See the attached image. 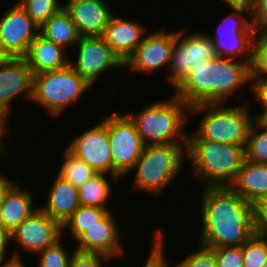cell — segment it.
<instances>
[{"label":"cell","instance_id":"cell-1","mask_svg":"<svg viewBox=\"0 0 267 267\" xmlns=\"http://www.w3.org/2000/svg\"><path fill=\"white\" fill-rule=\"evenodd\" d=\"M199 244L208 248L242 246L255 233L252 204L229 186L203 187Z\"/></svg>","mask_w":267,"mask_h":267},{"label":"cell","instance_id":"cell-2","mask_svg":"<svg viewBox=\"0 0 267 267\" xmlns=\"http://www.w3.org/2000/svg\"><path fill=\"white\" fill-rule=\"evenodd\" d=\"M250 64L232 58H211L190 70L173 92L189 107L227 103L246 83L252 89Z\"/></svg>","mask_w":267,"mask_h":267},{"label":"cell","instance_id":"cell-3","mask_svg":"<svg viewBox=\"0 0 267 267\" xmlns=\"http://www.w3.org/2000/svg\"><path fill=\"white\" fill-rule=\"evenodd\" d=\"M249 103V104H248ZM229 105L197 104L190 107L189 117L202 115L196 130L189 134L187 140H208L223 144L246 146L250 127L255 116L250 114L249 100L245 103Z\"/></svg>","mask_w":267,"mask_h":267},{"label":"cell","instance_id":"cell-4","mask_svg":"<svg viewBox=\"0 0 267 267\" xmlns=\"http://www.w3.org/2000/svg\"><path fill=\"white\" fill-rule=\"evenodd\" d=\"M164 101H155L139 113L129 112L144 145L187 144L188 132L184 130L190 119V107L175 94Z\"/></svg>","mask_w":267,"mask_h":267},{"label":"cell","instance_id":"cell-5","mask_svg":"<svg viewBox=\"0 0 267 267\" xmlns=\"http://www.w3.org/2000/svg\"><path fill=\"white\" fill-rule=\"evenodd\" d=\"M192 176L204 187L229 186L245 161V147L208 140H187ZM195 176V177H194Z\"/></svg>","mask_w":267,"mask_h":267},{"label":"cell","instance_id":"cell-6","mask_svg":"<svg viewBox=\"0 0 267 267\" xmlns=\"http://www.w3.org/2000/svg\"><path fill=\"white\" fill-rule=\"evenodd\" d=\"M187 144L144 145L141 156L136 161L132 189L142 190L151 195L159 193L173 183L184 170Z\"/></svg>","mask_w":267,"mask_h":267},{"label":"cell","instance_id":"cell-7","mask_svg":"<svg viewBox=\"0 0 267 267\" xmlns=\"http://www.w3.org/2000/svg\"><path fill=\"white\" fill-rule=\"evenodd\" d=\"M93 87L70 65L33 75L31 102L46 109L47 115L59 117Z\"/></svg>","mask_w":267,"mask_h":267},{"label":"cell","instance_id":"cell-8","mask_svg":"<svg viewBox=\"0 0 267 267\" xmlns=\"http://www.w3.org/2000/svg\"><path fill=\"white\" fill-rule=\"evenodd\" d=\"M231 9L233 11L227 12L218 24L216 33L211 35L207 32L206 35L213 41L219 57L251 63L256 35L251 11L243 8Z\"/></svg>","mask_w":267,"mask_h":267},{"label":"cell","instance_id":"cell-9","mask_svg":"<svg viewBox=\"0 0 267 267\" xmlns=\"http://www.w3.org/2000/svg\"><path fill=\"white\" fill-rule=\"evenodd\" d=\"M176 31V42L172 47L168 84L174 89L189 75L190 70L201 62L211 58H218L214 43L206 35V32Z\"/></svg>","mask_w":267,"mask_h":267},{"label":"cell","instance_id":"cell-10","mask_svg":"<svg viewBox=\"0 0 267 267\" xmlns=\"http://www.w3.org/2000/svg\"><path fill=\"white\" fill-rule=\"evenodd\" d=\"M107 137L114 166V176L118 179L134 168L144 148L135 125L126 115L112 112L107 115Z\"/></svg>","mask_w":267,"mask_h":267},{"label":"cell","instance_id":"cell-11","mask_svg":"<svg viewBox=\"0 0 267 267\" xmlns=\"http://www.w3.org/2000/svg\"><path fill=\"white\" fill-rule=\"evenodd\" d=\"M75 48L77 58L73 62L71 57L69 65L92 86L105 71L124 68V63L102 36H82L74 46V51Z\"/></svg>","mask_w":267,"mask_h":267},{"label":"cell","instance_id":"cell-12","mask_svg":"<svg viewBox=\"0 0 267 267\" xmlns=\"http://www.w3.org/2000/svg\"><path fill=\"white\" fill-rule=\"evenodd\" d=\"M69 142L66 148L72 154L86 162L97 173L109 174L115 181H119L114 176V166L107 137V115Z\"/></svg>","mask_w":267,"mask_h":267},{"label":"cell","instance_id":"cell-13","mask_svg":"<svg viewBox=\"0 0 267 267\" xmlns=\"http://www.w3.org/2000/svg\"><path fill=\"white\" fill-rule=\"evenodd\" d=\"M5 13V14H4ZM38 25L18 2L0 16V50L6 57L23 58L39 34Z\"/></svg>","mask_w":267,"mask_h":267},{"label":"cell","instance_id":"cell-14","mask_svg":"<svg viewBox=\"0 0 267 267\" xmlns=\"http://www.w3.org/2000/svg\"><path fill=\"white\" fill-rule=\"evenodd\" d=\"M176 42V31L167 32L164 29L148 33L140 45L124 62V67L131 72L153 74L156 70L169 69L172 47Z\"/></svg>","mask_w":267,"mask_h":267},{"label":"cell","instance_id":"cell-15","mask_svg":"<svg viewBox=\"0 0 267 267\" xmlns=\"http://www.w3.org/2000/svg\"><path fill=\"white\" fill-rule=\"evenodd\" d=\"M30 101L33 96V72L24 58L6 57L0 64V121L8 123L12 102L19 95ZM12 110V111H11Z\"/></svg>","mask_w":267,"mask_h":267},{"label":"cell","instance_id":"cell-16","mask_svg":"<svg viewBox=\"0 0 267 267\" xmlns=\"http://www.w3.org/2000/svg\"><path fill=\"white\" fill-rule=\"evenodd\" d=\"M62 237V226L40 208L11 232L22 252L36 255Z\"/></svg>","mask_w":267,"mask_h":267},{"label":"cell","instance_id":"cell-17","mask_svg":"<svg viewBox=\"0 0 267 267\" xmlns=\"http://www.w3.org/2000/svg\"><path fill=\"white\" fill-rule=\"evenodd\" d=\"M116 220L112 211H109L97 224L89 227L75 240V250L98 253L109 259L123 256L125 250L121 240V229Z\"/></svg>","mask_w":267,"mask_h":267},{"label":"cell","instance_id":"cell-18","mask_svg":"<svg viewBox=\"0 0 267 267\" xmlns=\"http://www.w3.org/2000/svg\"><path fill=\"white\" fill-rule=\"evenodd\" d=\"M63 8L72 19L81 37L102 36L114 14L104 0L64 3Z\"/></svg>","mask_w":267,"mask_h":267},{"label":"cell","instance_id":"cell-19","mask_svg":"<svg viewBox=\"0 0 267 267\" xmlns=\"http://www.w3.org/2000/svg\"><path fill=\"white\" fill-rule=\"evenodd\" d=\"M146 28L133 19L128 20L113 14L102 37L124 63L143 41Z\"/></svg>","mask_w":267,"mask_h":267},{"label":"cell","instance_id":"cell-20","mask_svg":"<svg viewBox=\"0 0 267 267\" xmlns=\"http://www.w3.org/2000/svg\"><path fill=\"white\" fill-rule=\"evenodd\" d=\"M51 183L47 201L39 208L62 226L81 205L78 188L58 174Z\"/></svg>","mask_w":267,"mask_h":267},{"label":"cell","instance_id":"cell-21","mask_svg":"<svg viewBox=\"0 0 267 267\" xmlns=\"http://www.w3.org/2000/svg\"><path fill=\"white\" fill-rule=\"evenodd\" d=\"M65 50L67 49L38 34L23 58L32 69L34 75L68 66L70 58Z\"/></svg>","mask_w":267,"mask_h":267},{"label":"cell","instance_id":"cell-22","mask_svg":"<svg viewBox=\"0 0 267 267\" xmlns=\"http://www.w3.org/2000/svg\"><path fill=\"white\" fill-rule=\"evenodd\" d=\"M30 192L15 182L4 194L0 206L1 224L10 232L39 209L34 207V196Z\"/></svg>","mask_w":267,"mask_h":267},{"label":"cell","instance_id":"cell-23","mask_svg":"<svg viewBox=\"0 0 267 267\" xmlns=\"http://www.w3.org/2000/svg\"><path fill=\"white\" fill-rule=\"evenodd\" d=\"M229 187L245 201L254 203L259 197L267 195V164L245 159Z\"/></svg>","mask_w":267,"mask_h":267},{"label":"cell","instance_id":"cell-24","mask_svg":"<svg viewBox=\"0 0 267 267\" xmlns=\"http://www.w3.org/2000/svg\"><path fill=\"white\" fill-rule=\"evenodd\" d=\"M39 34L65 49L72 46L70 49L73 48V50L81 37L64 8L40 27Z\"/></svg>","mask_w":267,"mask_h":267},{"label":"cell","instance_id":"cell-25","mask_svg":"<svg viewBox=\"0 0 267 267\" xmlns=\"http://www.w3.org/2000/svg\"><path fill=\"white\" fill-rule=\"evenodd\" d=\"M108 174L98 173L78 188L79 201L83 206H96L108 209L107 203L111 197L112 182Z\"/></svg>","mask_w":267,"mask_h":267},{"label":"cell","instance_id":"cell-26","mask_svg":"<svg viewBox=\"0 0 267 267\" xmlns=\"http://www.w3.org/2000/svg\"><path fill=\"white\" fill-rule=\"evenodd\" d=\"M110 209L100 208L96 206L80 205L77 210L68 218L62 225V236L68 229L70 236L76 240L82 233L89 229L94 224H97ZM65 231V232H64Z\"/></svg>","mask_w":267,"mask_h":267},{"label":"cell","instance_id":"cell-27","mask_svg":"<svg viewBox=\"0 0 267 267\" xmlns=\"http://www.w3.org/2000/svg\"><path fill=\"white\" fill-rule=\"evenodd\" d=\"M63 151L62 155L64 160L57 174L73 184L76 188L81 187L86 181L98 174L86 162L72 154L66 147Z\"/></svg>","mask_w":267,"mask_h":267},{"label":"cell","instance_id":"cell-28","mask_svg":"<svg viewBox=\"0 0 267 267\" xmlns=\"http://www.w3.org/2000/svg\"><path fill=\"white\" fill-rule=\"evenodd\" d=\"M245 159L250 162L267 164V124L255 118L249 130Z\"/></svg>","mask_w":267,"mask_h":267},{"label":"cell","instance_id":"cell-29","mask_svg":"<svg viewBox=\"0 0 267 267\" xmlns=\"http://www.w3.org/2000/svg\"><path fill=\"white\" fill-rule=\"evenodd\" d=\"M17 2L39 28L63 8L60 0H18Z\"/></svg>","mask_w":267,"mask_h":267},{"label":"cell","instance_id":"cell-30","mask_svg":"<svg viewBox=\"0 0 267 267\" xmlns=\"http://www.w3.org/2000/svg\"><path fill=\"white\" fill-rule=\"evenodd\" d=\"M243 267H263L267 260V236L255 233L242 245Z\"/></svg>","mask_w":267,"mask_h":267},{"label":"cell","instance_id":"cell-31","mask_svg":"<svg viewBox=\"0 0 267 267\" xmlns=\"http://www.w3.org/2000/svg\"><path fill=\"white\" fill-rule=\"evenodd\" d=\"M63 237L36 254L38 267H69L72 253L69 254V247L66 248L61 241Z\"/></svg>","mask_w":267,"mask_h":267},{"label":"cell","instance_id":"cell-32","mask_svg":"<svg viewBox=\"0 0 267 267\" xmlns=\"http://www.w3.org/2000/svg\"><path fill=\"white\" fill-rule=\"evenodd\" d=\"M250 69L251 80L267 79V34L254 37Z\"/></svg>","mask_w":267,"mask_h":267},{"label":"cell","instance_id":"cell-33","mask_svg":"<svg viewBox=\"0 0 267 267\" xmlns=\"http://www.w3.org/2000/svg\"><path fill=\"white\" fill-rule=\"evenodd\" d=\"M197 250H193L187 257L175 264V267H216V255L212 248L198 244Z\"/></svg>","mask_w":267,"mask_h":267},{"label":"cell","instance_id":"cell-34","mask_svg":"<svg viewBox=\"0 0 267 267\" xmlns=\"http://www.w3.org/2000/svg\"><path fill=\"white\" fill-rule=\"evenodd\" d=\"M164 232L161 229H158L154 232L153 244L151 245L150 255L147 258L143 267H171L168 262L169 260L166 259L167 257L164 256L166 253L165 251V240H164Z\"/></svg>","mask_w":267,"mask_h":267},{"label":"cell","instance_id":"cell-35","mask_svg":"<svg viewBox=\"0 0 267 267\" xmlns=\"http://www.w3.org/2000/svg\"><path fill=\"white\" fill-rule=\"evenodd\" d=\"M212 249L216 255V267H243L242 246Z\"/></svg>","mask_w":267,"mask_h":267},{"label":"cell","instance_id":"cell-36","mask_svg":"<svg viewBox=\"0 0 267 267\" xmlns=\"http://www.w3.org/2000/svg\"><path fill=\"white\" fill-rule=\"evenodd\" d=\"M109 258L98 254V253H89V252H81L78 250H73L69 267H105L104 262Z\"/></svg>","mask_w":267,"mask_h":267},{"label":"cell","instance_id":"cell-37","mask_svg":"<svg viewBox=\"0 0 267 267\" xmlns=\"http://www.w3.org/2000/svg\"><path fill=\"white\" fill-rule=\"evenodd\" d=\"M252 212L256 233L267 236V195L252 203Z\"/></svg>","mask_w":267,"mask_h":267},{"label":"cell","instance_id":"cell-38","mask_svg":"<svg viewBox=\"0 0 267 267\" xmlns=\"http://www.w3.org/2000/svg\"><path fill=\"white\" fill-rule=\"evenodd\" d=\"M251 14L255 32L267 34V0H256Z\"/></svg>","mask_w":267,"mask_h":267},{"label":"cell","instance_id":"cell-39","mask_svg":"<svg viewBox=\"0 0 267 267\" xmlns=\"http://www.w3.org/2000/svg\"><path fill=\"white\" fill-rule=\"evenodd\" d=\"M252 95L255 96V101L260 104V106L263 108L257 115L255 113V118L257 119H263L267 115V79H258V80H252V89H251Z\"/></svg>","mask_w":267,"mask_h":267},{"label":"cell","instance_id":"cell-40","mask_svg":"<svg viewBox=\"0 0 267 267\" xmlns=\"http://www.w3.org/2000/svg\"><path fill=\"white\" fill-rule=\"evenodd\" d=\"M11 232L6 229L2 224H0V264L2 263H7V262H12L15 260H22L21 256L22 254L20 252H17L18 250L14 251L13 255L10 257L6 256V252L8 250L7 245L11 243ZM20 253V254H19ZM9 258V259H6Z\"/></svg>","mask_w":267,"mask_h":267},{"label":"cell","instance_id":"cell-41","mask_svg":"<svg viewBox=\"0 0 267 267\" xmlns=\"http://www.w3.org/2000/svg\"><path fill=\"white\" fill-rule=\"evenodd\" d=\"M230 8H243L253 11L256 0H221Z\"/></svg>","mask_w":267,"mask_h":267},{"label":"cell","instance_id":"cell-42","mask_svg":"<svg viewBox=\"0 0 267 267\" xmlns=\"http://www.w3.org/2000/svg\"><path fill=\"white\" fill-rule=\"evenodd\" d=\"M15 183V181H11L7 175H4L0 172V206L6 191ZM1 212V211H0ZM1 214V213H0ZM0 224H1V215H0Z\"/></svg>","mask_w":267,"mask_h":267},{"label":"cell","instance_id":"cell-43","mask_svg":"<svg viewBox=\"0 0 267 267\" xmlns=\"http://www.w3.org/2000/svg\"><path fill=\"white\" fill-rule=\"evenodd\" d=\"M7 125L8 123L0 121V154L2 155L6 152L5 150L7 148V144L5 143L6 140H4V137H6L7 135L9 136L8 132L10 127H8Z\"/></svg>","mask_w":267,"mask_h":267},{"label":"cell","instance_id":"cell-44","mask_svg":"<svg viewBox=\"0 0 267 267\" xmlns=\"http://www.w3.org/2000/svg\"><path fill=\"white\" fill-rule=\"evenodd\" d=\"M0 267H27L23 260H15L12 262L2 263Z\"/></svg>","mask_w":267,"mask_h":267},{"label":"cell","instance_id":"cell-45","mask_svg":"<svg viewBox=\"0 0 267 267\" xmlns=\"http://www.w3.org/2000/svg\"><path fill=\"white\" fill-rule=\"evenodd\" d=\"M81 1H91V0H67V2H64V3H74V2H81Z\"/></svg>","mask_w":267,"mask_h":267},{"label":"cell","instance_id":"cell-46","mask_svg":"<svg viewBox=\"0 0 267 267\" xmlns=\"http://www.w3.org/2000/svg\"><path fill=\"white\" fill-rule=\"evenodd\" d=\"M6 56L0 50V64L5 60Z\"/></svg>","mask_w":267,"mask_h":267},{"label":"cell","instance_id":"cell-47","mask_svg":"<svg viewBox=\"0 0 267 267\" xmlns=\"http://www.w3.org/2000/svg\"><path fill=\"white\" fill-rule=\"evenodd\" d=\"M262 121L267 124V115L262 119Z\"/></svg>","mask_w":267,"mask_h":267},{"label":"cell","instance_id":"cell-48","mask_svg":"<svg viewBox=\"0 0 267 267\" xmlns=\"http://www.w3.org/2000/svg\"><path fill=\"white\" fill-rule=\"evenodd\" d=\"M263 267H267V260H266V262H265V264H264V266Z\"/></svg>","mask_w":267,"mask_h":267}]
</instances>
